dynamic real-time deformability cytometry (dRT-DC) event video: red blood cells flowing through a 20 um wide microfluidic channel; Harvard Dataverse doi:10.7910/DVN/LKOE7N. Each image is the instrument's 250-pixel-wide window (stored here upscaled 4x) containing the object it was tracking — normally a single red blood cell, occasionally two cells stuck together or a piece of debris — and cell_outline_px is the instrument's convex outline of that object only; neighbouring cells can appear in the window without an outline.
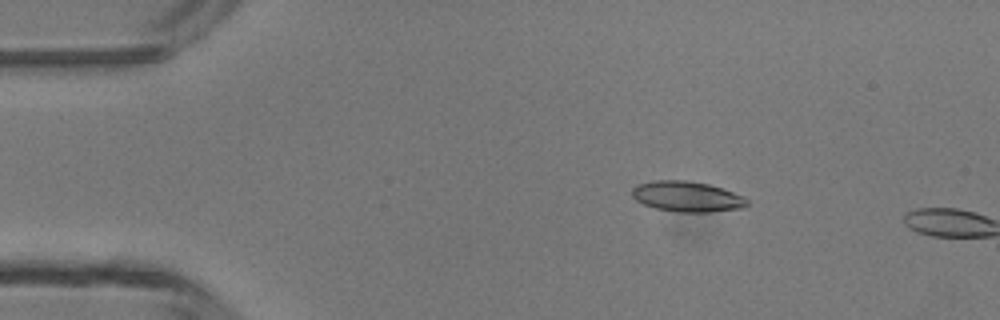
{"species": "common noctule bat (a hibernating species)", "species_latin": "Nyctalus noctula", "temperature_condition": "room temperature", "stored_images_in_passage": 9, "camera_frame_rate_fps": 3000, "um_per_image_px": 0.085, "animal": {"sex": "male", "body_mass_g": 13.3}, "frame": {"image": 1, "passage_image": 8, "time_ms": 2.333, "image_size_px": [1000, 320], "cell_outline_px": [[748, 204], [744, 208], [708, 212], [676, 212], [656, 208], [644, 204], [636, 200], [632, 196], [632, 188], [636, 184], [656, 180], [684, 180], [708, 184], [744, 196], [748, 200]], "centroid_in_image_um": [58.39, 16.71], "position_along_channel_um": 26.6, "area_um2": 20.4}}